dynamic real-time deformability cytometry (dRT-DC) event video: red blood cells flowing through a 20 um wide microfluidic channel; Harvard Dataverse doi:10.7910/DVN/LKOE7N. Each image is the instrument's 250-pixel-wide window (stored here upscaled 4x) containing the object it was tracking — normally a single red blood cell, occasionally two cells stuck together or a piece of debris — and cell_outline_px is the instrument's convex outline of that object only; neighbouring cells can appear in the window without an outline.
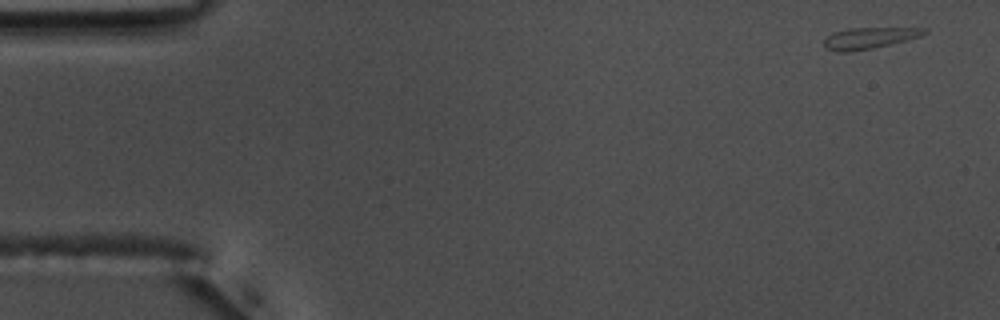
{"species": "common noctule bat (a hibernating species)", "species_latin": "Nyctalus noctula", "temperature_condition": "warm", "stored_images_in_passage": 53, "camera_frame_rate_fps": 3000, "um_per_image_px": 0.085, "animal": {"sex": "male", "body_mass_g": 17.5, "forearm_length_mm": 52.3}, "frame": {"image": 1, "passage_image": 1, "time_ms": 0.0, "image_size_px": [1000, 320], "cell_outline_px": [[928, 32], [920, 36], [908, 40], [872, 48], [852, 52], [836, 52], [824, 48], [824, 40], [832, 32], [852, 28], [928, 28]], "centroid_in_image_um": [73.87, 3.24], "position_along_channel_um": 11.1, "area_um2": 12.48}}
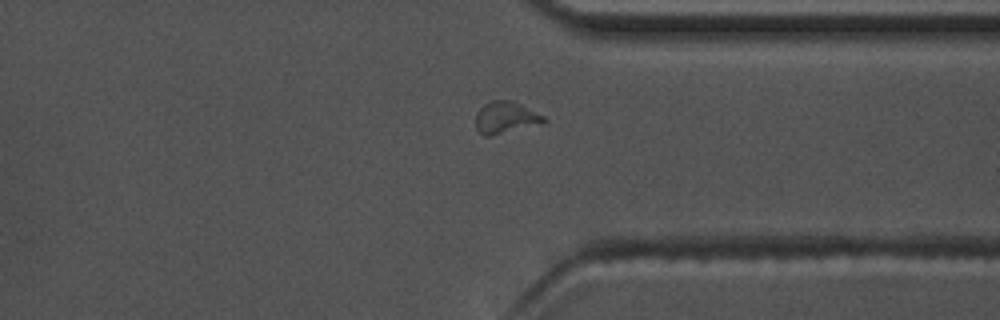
{"frame": {"image": 2, "passage_image": 40, "time_ms": 13.0, "image_size_px": [1000, 320], "cell_outline_px": [[548, 120], [544, 124], [492, 136], [484, 136], [476, 128], [476, 112], [484, 104], [492, 100], [512, 100], [544, 116]], "centroid_in_image_um": [43.0, 10.01], "position_along_channel_um": 368.4, "area_um2": 12.89}}
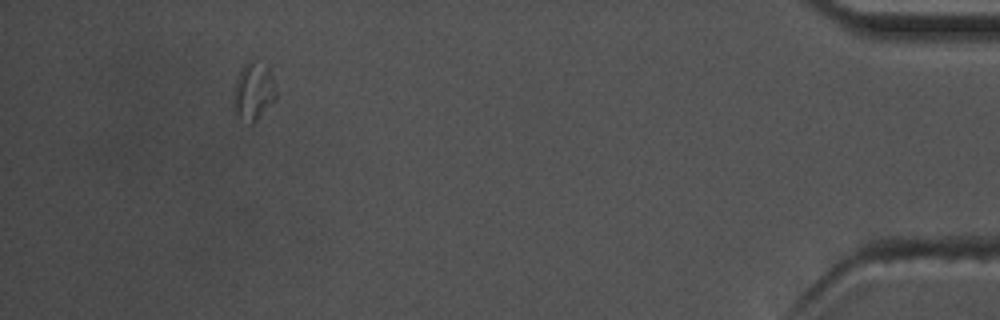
{"frame": {"image": 3, "passage_image": 49, "time_ms": 16.0, "image_size_px": [1000, 320], "cell_outline_px": [[276, 96], [256, 120], [252, 124], [248, 124], [236, 116], [232, 112], [232, 96], [236, 80], [240, 68], [244, 64], [252, 60], [256, 60], [268, 64], [272, 76], [276, 92]], "centroid_in_image_um": [21.49, 7.75], "position_along_channel_um": 413.7, "area_um2": 14.68}}